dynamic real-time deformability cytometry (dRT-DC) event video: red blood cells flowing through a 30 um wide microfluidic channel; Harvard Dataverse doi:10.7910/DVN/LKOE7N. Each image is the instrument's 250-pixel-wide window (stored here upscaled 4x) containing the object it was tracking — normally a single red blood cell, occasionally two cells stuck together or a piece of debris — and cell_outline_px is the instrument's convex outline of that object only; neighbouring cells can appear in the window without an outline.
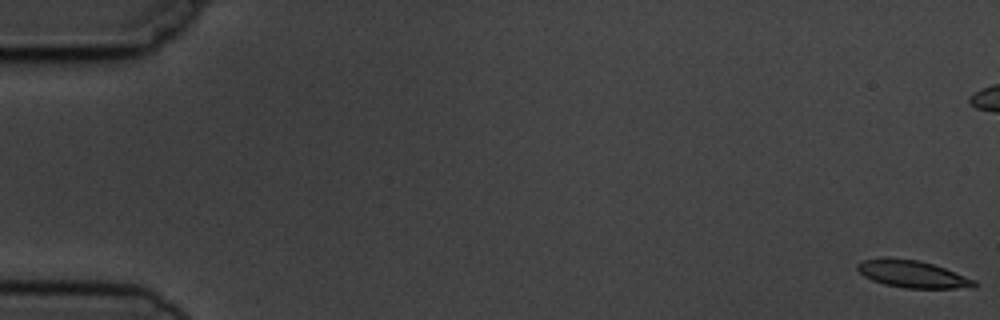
{"species": "common noctule bat (a hibernating species)", "species_latin": "Nyctalus noctula", "temperature_condition": "cold", "stored_images_in_passage": 6, "camera_frame_rate_fps": 3000, "um_per_image_px": 0.085, "animal": {"sex": "male", "body_mass_g": 19.5, "forearm_length_mm": 54.6}, "frame": {"image": 1, "passage_image": 1, "time_ms": 0.0, "image_size_px": [1000, 320], "cell_outline_px": [[980, 284], [976, 288], [908, 288], [884, 284], [872, 280], [864, 276], [856, 268], [856, 264], [864, 260], [916, 260], [932, 264], [944, 268], [976, 280]], "centroid_in_image_um": [77.66, 23.35], "position_along_channel_um": 7.3, "area_um2": 17.92}}